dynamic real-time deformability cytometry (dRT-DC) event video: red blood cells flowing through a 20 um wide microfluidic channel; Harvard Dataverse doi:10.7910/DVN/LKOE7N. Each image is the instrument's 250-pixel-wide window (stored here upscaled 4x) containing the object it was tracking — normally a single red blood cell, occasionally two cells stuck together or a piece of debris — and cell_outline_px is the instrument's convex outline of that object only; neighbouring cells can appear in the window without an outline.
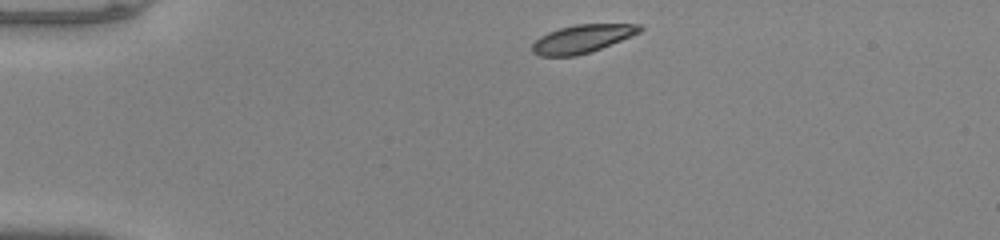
{"species": "common noctule bat (a hibernating species)", "species_latin": "Nyctalus noctula", "temperature_condition": "warm", "stored_images_in_passage": 41, "camera_frame_rate_fps": 3000, "um_per_image_px": 0.085, "animal": {"sex": "male", "body_mass_g": 20.0, "forearm_length_mm": 53.3}, "frame": {"image": 1, "passage_image": 1, "time_ms": 0.0, "image_size_px": [1000, 240], "cell_outline_px": [[644, 28], [640, 32], [632, 36], [600, 48], [576, 56], [540, 56], [532, 52], [532, 44], [540, 36], [548, 32], [560, 28], [576, 24], [640, 24]], "centroid_in_image_um": [49.48, 3.29], "position_along_channel_um": 35.5, "area_um2": 17.51}}
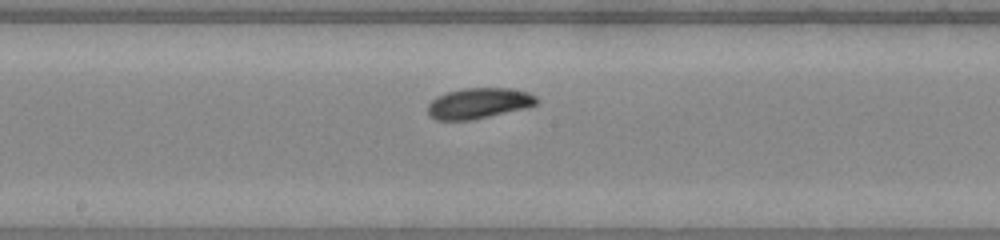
{"frame": {"image": 2, "passage_image": 18, "time_ms": 5.667, "image_size_px": [1000, 240], "cell_outline_px": [[540, 100], [536, 104], [528, 108], [468, 120], [436, 120], [428, 112], [428, 104], [436, 96], [448, 92], [464, 88], [508, 88], [528, 92], [536, 96]], "centroid_in_image_um": [40.72, 8.77], "position_along_channel_um": 207.5, "area_um2": 19.36}}
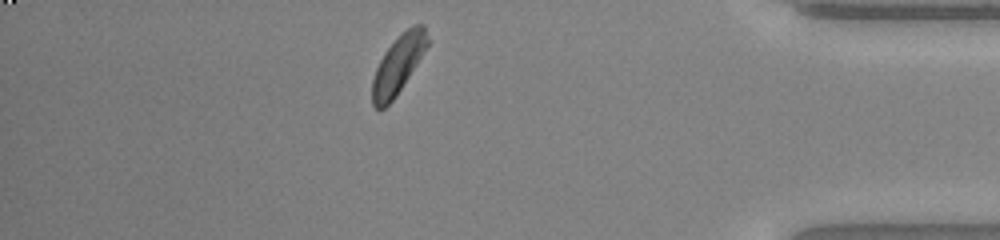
{"frame": {"image": 3, "passage_image": 35, "time_ms": 11.333, "image_size_px": [1000, 240], "cell_outline_px": [[428, 44], [416, 64], [396, 96], [384, 108], [376, 108], [372, 104], [372, 80], [376, 68], [384, 52], [400, 32], [412, 24], [424, 24], [428, 40]], "centroid_in_image_um": [33.82, 5.45], "position_along_channel_um": 401.4, "area_um2": 18.5}, "authors_computed_cell_mechanics": {"area_um2": 18.9006, "velocity_mm_per_s": 4.0106, "shape_relaxation_time_tau1_ms": 1.0654, "shape_relaxation_time_tau2_ms": null, "deformation_change_tau1": 0.0628, "deformation_change_tau2": null}}